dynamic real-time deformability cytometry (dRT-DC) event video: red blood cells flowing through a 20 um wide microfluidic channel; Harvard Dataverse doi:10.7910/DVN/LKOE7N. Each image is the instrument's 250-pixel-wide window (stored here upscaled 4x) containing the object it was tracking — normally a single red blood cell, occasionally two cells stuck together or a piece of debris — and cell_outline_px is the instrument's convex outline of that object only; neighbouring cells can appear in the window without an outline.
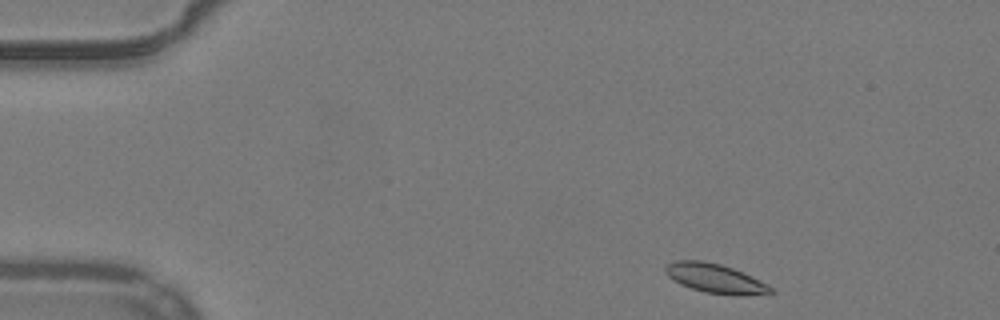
{"species": "common noctule bat (a hibernating species)", "species_latin": "Nyctalus noctula", "temperature_condition": "warm", "stored_images_in_passage": 8, "camera_frame_rate_fps": 3000, "um_per_image_px": 0.085, "animal": {"sex": "male", "body_mass_g": 19.2, "forearm_length_mm": 51.8}, "frame": {"image": 1, "passage_image": 1, "time_ms": 0.0, "image_size_px": [1000, 320], "cell_outline_px": [[776, 292], [772, 296], [732, 296], [704, 292], [680, 284], [672, 280], [664, 272], [664, 268], [668, 264], [676, 260], [700, 260], [720, 264], [732, 268], [768, 284]], "centroid_in_image_um": [60.87, 23.71], "position_along_channel_um": 24.1, "area_um2": 18.44}}